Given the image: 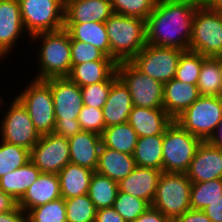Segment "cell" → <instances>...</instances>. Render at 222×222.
<instances>
[{
	"label": "cell",
	"instance_id": "6da1fadb",
	"mask_svg": "<svg viewBox=\"0 0 222 222\" xmlns=\"http://www.w3.org/2000/svg\"><path fill=\"white\" fill-rule=\"evenodd\" d=\"M203 0H157L146 20V42L188 50L192 21Z\"/></svg>",
	"mask_w": 222,
	"mask_h": 222
},
{
	"label": "cell",
	"instance_id": "7a4b0ae2",
	"mask_svg": "<svg viewBox=\"0 0 222 222\" xmlns=\"http://www.w3.org/2000/svg\"><path fill=\"white\" fill-rule=\"evenodd\" d=\"M37 40L41 42H37ZM30 41L33 44L41 43L36 63V65H40L37 66L39 70L34 79L46 80L69 75L72 68L71 38L65 28L36 34L30 38Z\"/></svg>",
	"mask_w": 222,
	"mask_h": 222
},
{
	"label": "cell",
	"instance_id": "3957f363",
	"mask_svg": "<svg viewBox=\"0 0 222 222\" xmlns=\"http://www.w3.org/2000/svg\"><path fill=\"white\" fill-rule=\"evenodd\" d=\"M111 58L116 62L131 61L147 44L146 20L113 13L106 21Z\"/></svg>",
	"mask_w": 222,
	"mask_h": 222
},
{
	"label": "cell",
	"instance_id": "277c9868",
	"mask_svg": "<svg viewBox=\"0 0 222 222\" xmlns=\"http://www.w3.org/2000/svg\"><path fill=\"white\" fill-rule=\"evenodd\" d=\"M191 186L192 182L186 173L162 172L151 206L169 220H176L185 211L191 209Z\"/></svg>",
	"mask_w": 222,
	"mask_h": 222
},
{
	"label": "cell",
	"instance_id": "5b68a950",
	"mask_svg": "<svg viewBox=\"0 0 222 222\" xmlns=\"http://www.w3.org/2000/svg\"><path fill=\"white\" fill-rule=\"evenodd\" d=\"M201 143L173 120L163 134L162 172L186 173Z\"/></svg>",
	"mask_w": 222,
	"mask_h": 222
},
{
	"label": "cell",
	"instance_id": "8992f818",
	"mask_svg": "<svg viewBox=\"0 0 222 222\" xmlns=\"http://www.w3.org/2000/svg\"><path fill=\"white\" fill-rule=\"evenodd\" d=\"M188 50L206 57L222 55V13L204 2L195 11Z\"/></svg>",
	"mask_w": 222,
	"mask_h": 222
},
{
	"label": "cell",
	"instance_id": "52a82bcc",
	"mask_svg": "<svg viewBox=\"0 0 222 222\" xmlns=\"http://www.w3.org/2000/svg\"><path fill=\"white\" fill-rule=\"evenodd\" d=\"M27 85L16 98L26 108L40 135L53 133L56 118L50 85L45 80L34 78Z\"/></svg>",
	"mask_w": 222,
	"mask_h": 222
},
{
	"label": "cell",
	"instance_id": "ba28073f",
	"mask_svg": "<svg viewBox=\"0 0 222 222\" xmlns=\"http://www.w3.org/2000/svg\"><path fill=\"white\" fill-rule=\"evenodd\" d=\"M28 40L39 33L64 28L65 0H19Z\"/></svg>",
	"mask_w": 222,
	"mask_h": 222
},
{
	"label": "cell",
	"instance_id": "9c48e42d",
	"mask_svg": "<svg viewBox=\"0 0 222 222\" xmlns=\"http://www.w3.org/2000/svg\"><path fill=\"white\" fill-rule=\"evenodd\" d=\"M222 119V96H200L177 121L186 131L208 141Z\"/></svg>",
	"mask_w": 222,
	"mask_h": 222
},
{
	"label": "cell",
	"instance_id": "30bf717a",
	"mask_svg": "<svg viewBox=\"0 0 222 222\" xmlns=\"http://www.w3.org/2000/svg\"><path fill=\"white\" fill-rule=\"evenodd\" d=\"M118 77L128 87L133 106L163 108L164 84L138 70L130 61L117 63Z\"/></svg>",
	"mask_w": 222,
	"mask_h": 222
},
{
	"label": "cell",
	"instance_id": "8fae6325",
	"mask_svg": "<svg viewBox=\"0 0 222 222\" xmlns=\"http://www.w3.org/2000/svg\"><path fill=\"white\" fill-rule=\"evenodd\" d=\"M183 50L146 44L130 61L138 70L165 84L175 78Z\"/></svg>",
	"mask_w": 222,
	"mask_h": 222
},
{
	"label": "cell",
	"instance_id": "7c38bea8",
	"mask_svg": "<svg viewBox=\"0 0 222 222\" xmlns=\"http://www.w3.org/2000/svg\"><path fill=\"white\" fill-rule=\"evenodd\" d=\"M0 122V139L31 150L41 135L35 129L26 108L14 97Z\"/></svg>",
	"mask_w": 222,
	"mask_h": 222
},
{
	"label": "cell",
	"instance_id": "4fadbf2b",
	"mask_svg": "<svg viewBox=\"0 0 222 222\" xmlns=\"http://www.w3.org/2000/svg\"><path fill=\"white\" fill-rule=\"evenodd\" d=\"M30 161L41 173L58 174L70 163L68 139L54 133L41 135L30 150Z\"/></svg>",
	"mask_w": 222,
	"mask_h": 222
},
{
	"label": "cell",
	"instance_id": "5bb4252c",
	"mask_svg": "<svg viewBox=\"0 0 222 222\" xmlns=\"http://www.w3.org/2000/svg\"><path fill=\"white\" fill-rule=\"evenodd\" d=\"M45 81L51 87L56 122L78 119L84 105L80 87L68 77H53Z\"/></svg>",
	"mask_w": 222,
	"mask_h": 222
},
{
	"label": "cell",
	"instance_id": "9a60e30c",
	"mask_svg": "<svg viewBox=\"0 0 222 222\" xmlns=\"http://www.w3.org/2000/svg\"><path fill=\"white\" fill-rule=\"evenodd\" d=\"M23 33L27 35L21 19L19 0H0V61L11 54Z\"/></svg>",
	"mask_w": 222,
	"mask_h": 222
},
{
	"label": "cell",
	"instance_id": "2e32d148",
	"mask_svg": "<svg viewBox=\"0 0 222 222\" xmlns=\"http://www.w3.org/2000/svg\"><path fill=\"white\" fill-rule=\"evenodd\" d=\"M186 175L192 183L222 179V149L202 141Z\"/></svg>",
	"mask_w": 222,
	"mask_h": 222
},
{
	"label": "cell",
	"instance_id": "e0dca14e",
	"mask_svg": "<svg viewBox=\"0 0 222 222\" xmlns=\"http://www.w3.org/2000/svg\"><path fill=\"white\" fill-rule=\"evenodd\" d=\"M70 163L95 171L102 147L101 135L81 130L68 138Z\"/></svg>",
	"mask_w": 222,
	"mask_h": 222
},
{
	"label": "cell",
	"instance_id": "ac0fdd59",
	"mask_svg": "<svg viewBox=\"0 0 222 222\" xmlns=\"http://www.w3.org/2000/svg\"><path fill=\"white\" fill-rule=\"evenodd\" d=\"M113 13L110 0H65L64 23H105Z\"/></svg>",
	"mask_w": 222,
	"mask_h": 222
},
{
	"label": "cell",
	"instance_id": "d6986e66",
	"mask_svg": "<svg viewBox=\"0 0 222 222\" xmlns=\"http://www.w3.org/2000/svg\"><path fill=\"white\" fill-rule=\"evenodd\" d=\"M138 137L164 134L173 119L164 108H145L133 106L128 121Z\"/></svg>",
	"mask_w": 222,
	"mask_h": 222
},
{
	"label": "cell",
	"instance_id": "ffe728a7",
	"mask_svg": "<svg viewBox=\"0 0 222 222\" xmlns=\"http://www.w3.org/2000/svg\"><path fill=\"white\" fill-rule=\"evenodd\" d=\"M161 173V170L155 168L136 166L125 179L118 182V189L151 205Z\"/></svg>",
	"mask_w": 222,
	"mask_h": 222
},
{
	"label": "cell",
	"instance_id": "44dd1931",
	"mask_svg": "<svg viewBox=\"0 0 222 222\" xmlns=\"http://www.w3.org/2000/svg\"><path fill=\"white\" fill-rule=\"evenodd\" d=\"M199 97L197 85L173 78L164 84L163 108L175 120Z\"/></svg>",
	"mask_w": 222,
	"mask_h": 222
},
{
	"label": "cell",
	"instance_id": "7402d4cb",
	"mask_svg": "<svg viewBox=\"0 0 222 222\" xmlns=\"http://www.w3.org/2000/svg\"><path fill=\"white\" fill-rule=\"evenodd\" d=\"M132 108L129 89L118 77L112 83L108 98L102 108L105 127L126 123Z\"/></svg>",
	"mask_w": 222,
	"mask_h": 222
},
{
	"label": "cell",
	"instance_id": "603a6c76",
	"mask_svg": "<svg viewBox=\"0 0 222 222\" xmlns=\"http://www.w3.org/2000/svg\"><path fill=\"white\" fill-rule=\"evenodd\" d=\"M60 197L62 196L58 174L40 173L37 180L18 201V206L27 213L32 208L44 205Z\"/></svg>",
	"mask_w": 222,
	"mask_h": 222
},
{
	"label": "cell",
	"instance_id": "cb8c5ba5",
	"mask_svg": "<svg viewBox=\"0 0 222 222\" xmlns=\"http://www.w3.org/2000/svg\"><path fill=\"white\" fill-rule=\"evenodd\" d=\"M136 166L133 155L112 150L102 145L95 172L118 183L125 179Z\"/></svg>",
	"mask_w": 222,
	"mask_h": 222
},
{
	"label": "cell",
	"instance_id": "d4e9b609",
	"mask_svg": "<svg viewBox=\"0 0 222 222\" xmlns=\"http://www.w3.org/2000/svg\"><path fill=\"white\" fill-rule=\"evenodd\" d=\"M117 63L114 60L87 61L72 65L67 76L79 87L106 81L115 71Z\"/></svg>",
	"mask_w": 222,
	"mask_h": 222
},
{
	"label": "cell",
	"instance_id": "484cf974",
	"mask_svg": "<svg viewBox=\"0 0 222 222\" xmlns=\"http://www.w3.org/2000/svg\"><path fill=\"white\" fill-rule=\"evenodd\" d=\"M95 171L72 163L59 173L61 196L64 199L88 194L91 178Z\"/></svg>",
	"mask_w": 222,
	"mask_h": 222
},
{
	"label": "cell",
	"instance_id": "4316f807",
	"mask_svg": "<svg viewBox=\"0 0 222 222\" xmlns=\"http://www.w3.org/2000/svg\"><path fill=\"white\" fill-rule=\"evenodd\" d=\"M64 28L70 35L71 40L90 43L111 58V50L105 23H64Z\"/></svg>",
	"mask_w": 222,
	"mask_h": 222
},
{
	"label": "cell",
	"instance_id": "83f0119b",
	"mask_svg": "<svg viewBox=\"0 0 222 222\" xmlns=\"http://www.w3.org/2000/svg\"><path fill=\"white\" fill-rule=\"evenodd\" d=\"M41 171L31 161L0 178V189L19 201Z\"/></svg>",
	"mask_w": 222,
	"mask_h": 222
},
{
	"label": "cell",
	"instance_id": "f1b7e54d",
	"mask_svg": "<svg viewBox=\"0 0 222 222\" xmlns=\"http://www.w3.org/2000/svg\"><path fill=\"white\" fill-rule=\"evenodd\" d=\"M101 138L104 147L133 155L139 137L132 126L126 122L105 127Z\"/></svg>",
	"mask_w": 222,
	"mask_h": 222
},
{
	"label": "cell",
	"instance_id": "f546056e",
	"mask_svg": "<svg viewBox=\"0 0 222 222\" xmlns=\"http://www.w3.org/2000/svg\"><path fill=\"white\" fill-rule=\"evenodd\" d=\"M162 146L163 134L139 137L133 153L136 165L162 171Z\"/></svg>",
	"mask_w": 222,
	"mask_h": 222
},
{
	"label": "cell",
	"instance_id": "4dcf8cb0",
	"mask_svg": "<svg viewBox=\"0 0 222 222\" xmlns=\"http://www.w3.org/2000/svg\"><path fill=\"white\" fill-rule=\"evenodd\" d=\"M118 183L97 172L93 173L89 185L88 196L96 210L110 208L116 200Z\"/></svg>",
	"mask_w": 222,
	"mask_h": 222
},
{
	"label": "cell",
	"instance_id": "1f68e13d",
	"mask_svg": "<svg viewBox=\"0 0 222 222\" xmlns=\"http://www.w3.org/2000/svg\"><path fill=\"white\" fill-rule=\"evenodd\" d=\"M200 96H221V71L217 57H206L197 82Z\"/></svg>",
	"mask_w": 222,
	"mask_h": 222
},
{
	"label": "cell",
	"instance_id": "d6a6232c",
	"mask_svg": "<svg viewBox=\"0 0 222 222\" xmlns=\"http://www.w3.org/2000/svg\"><path fill=\"white\" fill-rule=\"evenodd\" d=\"M222 197V179L192 183L190 206L193 210H203L207 205Z\"/></svg>",
	"mask_w": 222,
	"mask_h": 222
},
{
	"label": "cell",
	"instance_id": "836d02e7",
	"mask_svg": "<svg viewBox=\"0 0 222 222\" xmlns=\"http://www.w3.org/2000/svg\"><path fill=\"white\" fill-rule=\"evenodd\" d=\"M30 161V150L0 140V178Z\"/></svg>",
	"mask_w": 222,
	"mask_h": 222
},
{
	"label": "cell",
	"instance_id": "e575fe53",
	"mask_svg": "<svg viewBox=\"0 0 222 222\" xmlns=\"http://www.w3.org/2000/svg\"><path fill=\"white\" fill-rule=\"evenodd\" d=\"M27 222H67L64 198L30 209L27 212Z\"/></svg>",
	"mask_w": 222,
	"mask_h": 222
},
{
	"label": "cell",
	"instance_id": "d590c367",
	"mask_svg": "<svg viewBox=\"0 0 222 222\" xmlns=\"http://www.w3.org/2000/svg\"><path fill=\"white\" fill-rule=\"evenodd\" d=\"M64 200L67 222H95L96 208L88 194Z\"/></svg>",
	"mask_w": 222,
	"mask_h": 222
},
{
	"label": "cell",
	"instance_id": "8d00e7d4",
	"mask_svg": "<svg viewBox=\"0 0 222 222\" xmlns=\"http://www.w3.org/2000/svg\"><path fill=\"white\" fill-rule=\"evenodd\" d=\"M206 56L192 51H184L177 65L175 79L197 85L200 69Z\"/></svg>",
	"mask_w": 222,
	"mask_h": 222
},
{
	"label": "cell",
	"instance_id": "74e56055",
	"mask_svg": "<svg viewBox=\"0 0 222 222\" xmlns=\"http://www.w3.org/2000/svg\"><path fill=\"white\" fill-rule=\"evenodd\" d=\"M151 205L132 195L118 190L113 208L123 217L126 222H133L137 217L143 214Z\"/></svg>",
	"mask_w": 222,
	"mask_h": 222
},
{
	"label": "cell",
	"instance_id": "f35d334b",
	"mask_svg": "<svg viewBox=\"0 0 222 222\" xmlns=\"http://www.w3.org/2000/svg\"><path fill=\"white\" fill-rule=\"evenodd\" d=\"M115 14L147 20L157 0H110Z\"/></svg>",
	"mask_w": 222,
	"mask_h": 222
},
{
	"label": "cell",
	"instance_id": "ab89813d",
	"mask_svg": "<svg viewBox=\"0 0 222 222\" xmlns=\"http://www.w3.org/2000/svg\"><path fill=\"white\" fill-rule=\"evenodd\" d=\"M117 78L118 75L115 71L104 82L80 87L84 106H92L98 109H102L108 98L109 92L111 90V85Z\"/></svg>",
	"mask_w": 222,
	"mask_h": 222
},
{
	"label": "cell",
	"instance_id": "60d3db41",
	"mask_svg": "<svg viewBox=\"0 0 222 222\" xmlns=\"http://www.w3.org/2000/svg\"><path fill=\"white\" fill-rule=\"evenodd\" d=\"M113 60L90 43L71 40V63L82 64L87 61Z\"/></svg>",
	"mask_w": 222,
	"mask_h": 222
},
{
	"label": "cell",
	"instance_id": "b9f144b4",
	"mask_svg": "<svg viewBox=\"0 0 222 222\" xmlns=\"http://www.w3.org/2000/svg\"><path fill=\"white\" fill-rule=\"evenodd\" d=\"M82 130L101 135L105 129L103 110L92 106H82L78 115Z\"/></svg>",
	"mask_w": 222,
	"mask_h": 222
},
{
	"label": "cell",
	"instance_id": "7bdbcfd3",
	"mask_svg": "<svg viewBox=\"0 0 222 222\" xmlns=\"http://www.w3.org/2000/svg\"><path fill=\"white\" fill-rule=\"evenodd\" d=\"M81 130L78 119H73V122H56L53 133L68 139Z\"/></svg>",
	"mask_w": 222,
	"mask_h": 222
},
{
	"label": "cell",
	"instance_id": "ee69618b",
	"mask_svg": "<svg viewBox=\"0 0 222 222\" xmlns=\"http://www.w3.org/2000/svg\"><path fill=\"white\" fill-rule=\"evenodd\" d=\"M95 222H126L123 217L113 208L96 210Z\"/></svg>",
	"mask_w": 222,
	"mask_h": 222
},
{
	"label": "cell",
	"instance_id": "f6af8a7d",
	"mask_svg": "<svg viewBox=\"0 0 222 222\" xmlns=\"http://www.w3.org/2000/svg\"><path fill=\"white\" fill-rule=\"evenodd\" d=\"M176 222H212L203 210L189 209L180 215Z\"/></svg>",
	"mask_w": 222,
	"mask_h": 222
},
{
	"label": "cell",
	"instance_id": "bcb514c9",
	"mask_svg": "<svg viewBox=\"0 0 222 222\" xmlns=\"http://www.w3.org/2000/svg\"><path fill=\"white\" fill-rule=\"evenodd\" d=\"M169 219L159 210L150 206L143 214L133 222H167Z\"/></svg>",
	"mask_w": 222,
	"mask_h": 222
},
{
	"label": "cell",
	"instance_id": "7dc6e473",
	"mask_svg": "<svg viewBox=\"0 0 222 222\" xmlns=\"http://www.w3.org/2000/svg\"><path fill=\"white\" fill-rule=\"evenodd\" d=\"M203 211L212 222H222V197L207 205Z\"/></svg>",
	"mask_w": 222,
	"mask_h": 222
},
{
	"label": "cell",
	"instance_id": "c3c4849f",
	"mask_svg": "<svg viewBox=\"0 0 222 222\" xmlns=\"http://www.w3.org/2000/svg\"><path fill=\"white\" fill-rule=\"evenodd\" d=\"M0 222H27V213L17 206L12 211L0 213Z\"/></svg>",
	"mask_w": 222,
	"mask_h": 222
},
{
	"label": "cell",
	"instance_id": "681fc988",
	"mask_svg": "<svg viewBox=\"0 0 222 222\" xmlns=\"http://www.w3.org/2000/svg\"><path fill=\"white\" fill-rule=\"evenodd\" d=\"M18 206V201L11 195L6 194L0 189V213L14 210Z\"/></svg>",
	"mask_w": 222,
	"mask_h": 222
},
{
	"label": "cell",
	"instance_id": "f907efd6",
	"mask_svg": "<svg viewBox=\"0 0 222 222\" xmlns=\"http://www.w3.org/2000/svg\"><path fill=\"white\" fill-rule=\"evenodd\" d=\"M208 142L212 146L222 149V119L216 127L213 135L208 139Z\"/></svg>",
	"mask_w": 222,
	"mask_h": 222
},
{
	"label": "cell",
	"instance_id": "816d5d0a",
	"mask_svg": "<svg viewBox=\"0 0 222 222\" xmlns=\"http://www.w3.org/2000/svg\"><path fill=\"white\" fill-rule=\"evenodd\" d=\"M203 2L213 11L222 13V0H203Z\"/></svg>",
	"mask_w": 222,
	"mask_h": 222
},
{
	"label": "cell",
	"instance_id": "f5cc1de1",
	"mask_svg": "<svg viewBox=\"0 0 222 222\" xmlns=\"http://www.w3.org/2000/svg\"><path fill=\"white\" fill-rule=\"evenodd\" d=\"M217 58L219 59V63H220V71H221V96H222V55L217 56Z\"/></svg>",
	"mask_w": 222,
	"mask_h": 222
},
{
	"label": "cell",
	"instance_id": "db71d44e",
	"mask_svg": "<svg viewBox=\"0 0 222 222\" xmlns=\"http://www.w3.org/2000/svg\"><path fill=\"white\" fill-rule=\"evenodd\" d=\"M2 97V95H0V107H1V105H4L5 103L2 101L3 99L1 98Z\"/></svg>",
	"mask_w": 222,
	"mask_h": 222
},
{
	"label": "cell",
	"instance_id": "11a10c76",
	"mask_svg": "<svg viewBox=\"0 0 222 222\" xmlns=\"http://www.w3.org/2000/svg\"><path fill=\"white\" fill-rule=\"evenodd\" d=\"M167 222H176V220H168Z\"/></svg>",
	"mask_w": 222,
	"mask_h": 222
}]
</instances>
